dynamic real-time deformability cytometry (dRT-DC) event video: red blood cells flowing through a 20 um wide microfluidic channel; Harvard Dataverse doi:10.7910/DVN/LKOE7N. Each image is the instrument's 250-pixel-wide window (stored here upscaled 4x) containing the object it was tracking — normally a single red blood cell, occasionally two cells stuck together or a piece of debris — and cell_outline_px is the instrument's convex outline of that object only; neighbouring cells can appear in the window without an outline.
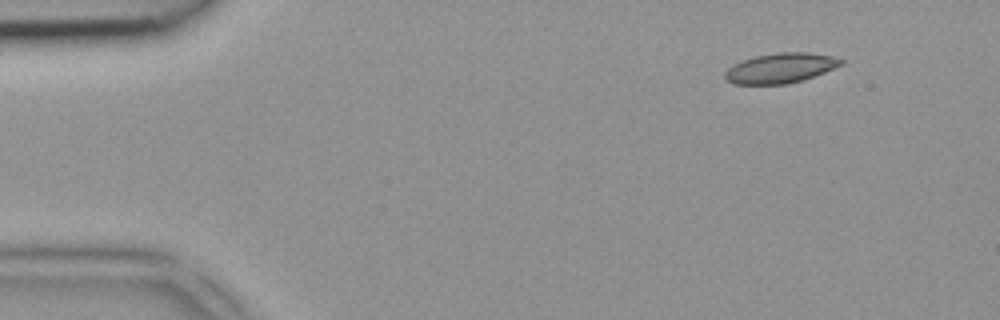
{"species": "common noctule bat (a hibernating species)", "species_latin": "Nyctalus noctula", "temperature_condition": "room temperature", "stored_images_in_passage": 3, "camera_frame_rate_fps": 3000, "um_per_image_px": 0.085, "animal": {"sex": "female", "body_mass_g": 18.4}, "frame": {"image": 1, "passage_image": 1, "time_ms": 0.0, "image_size_px": [1000, 320], "cell_outline_px": [[844, 64], [804, 80], [788, 84], [732, 84], [724, 80], [724, 72], [732, 64], [756, 56], [780, 52], [808, 52], [832, 56], [844, 60]], "centroid_in_image_um": [66.32, 5.8], "position_along_channel_um": 18.7, "area_um2": 20.4}}
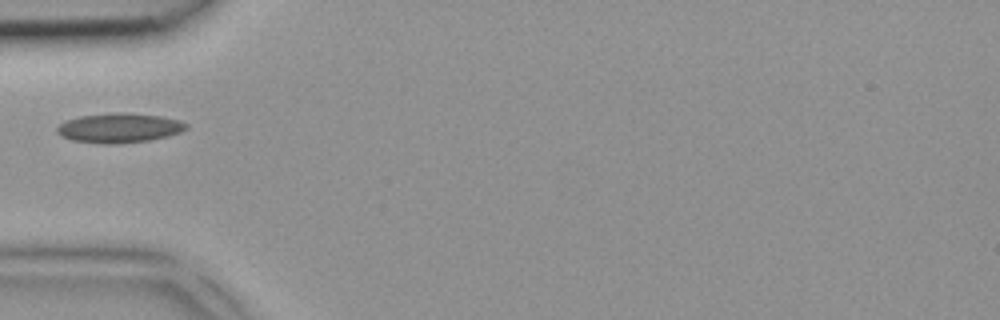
{"frame": {"image": 2, "passage_image": 3, "time_ms": 0.667, "image_size_px": [1000, 320], "cell_outline_px": [[188, 128], [180, 132], [168, 136], [148, 140], [112, 144], [104, 144], [72, 140], [56, 132], [56, 128], [60, 124], [68, 120], [80, 116], [116, 112], [124, 112], [160, 116], [180, 120], [188, 124]], "centroid_in_image_um": [10.16, 10.87], "position_along_channel_um": 74.8, "area_um2": 22.08}}